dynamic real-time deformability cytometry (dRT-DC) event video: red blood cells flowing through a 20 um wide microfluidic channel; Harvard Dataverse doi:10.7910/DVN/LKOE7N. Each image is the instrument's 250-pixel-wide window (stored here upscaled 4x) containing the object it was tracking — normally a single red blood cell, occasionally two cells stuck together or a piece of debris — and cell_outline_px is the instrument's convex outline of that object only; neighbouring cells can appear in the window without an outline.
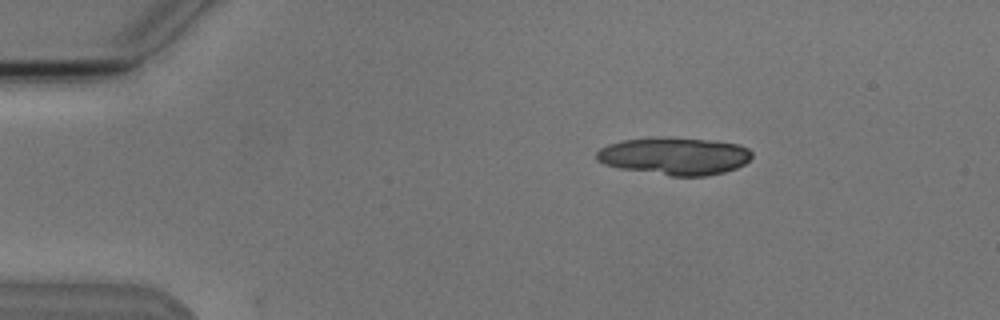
{"species": "Egyptian fruit bat (a non-hibernating species)", "species_latin": "Rousettus aegyptiacus", "temperature_condition": "cold", "stored_images_in_passage": 3, "camera_frame_rate_fps": 3000, "um_per_image_px": 0.085, "animal": {"sex": "male"}, "frame": {"image": 1, "passage_image": 1, "time_ms": 0.0, "image_size_px": [1000, 320], "cell_outline_px": [[752, 156], [744, 164], [736, 168], [724, 172], [704, 176], [672, 176], [620, 168], [604, 164], [596, 160], [596, 152], [600, 148], [608, 144], [624, 140], [656, 136], [664, 136], [716, 140], [740, 144], [748, 148], [752, 152]], "centroid_in_image_um": [57.34, 13.24], "position_along_channel_um": 27.7, "area_um2": 34.39}}